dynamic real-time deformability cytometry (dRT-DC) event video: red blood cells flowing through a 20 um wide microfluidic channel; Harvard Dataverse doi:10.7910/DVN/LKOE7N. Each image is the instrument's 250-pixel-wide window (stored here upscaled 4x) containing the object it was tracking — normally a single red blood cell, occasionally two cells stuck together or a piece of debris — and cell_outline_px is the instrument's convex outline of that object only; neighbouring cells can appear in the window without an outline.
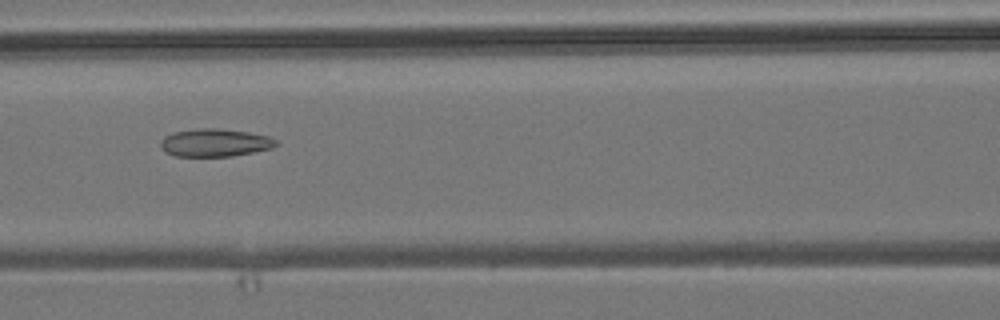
{"species": "common noctule bat (a hibernating species)", "species_latin": "Nyctalus noctula", "temperature_condition": "room temperature", "stored_images_in_passage": 6, "camera_frame_rate_fps": 3000, "um_per_image_px": 0.085, "animal": {"sex": "male", "body_mass_g": 19.2, "forearm_length_mm": 51.8}, "frame": {"image": 1, "passage_image": 4, "time_ms": 3.333, "image_size_px": [1000, 320], "cell_outline_px": [[280, 144], [272, 148], [232, 156], [176, 156], [164, 152], [160, 148], [160, 140], [164, 136], [172, 132], [196, 128], [216, 128], [248, 132], [268, 136], [276, 140]], "centroid_in_image_um": [18.23, 12.12], "position_along_channel_um": 148.4, "area_um2": 18.9}}
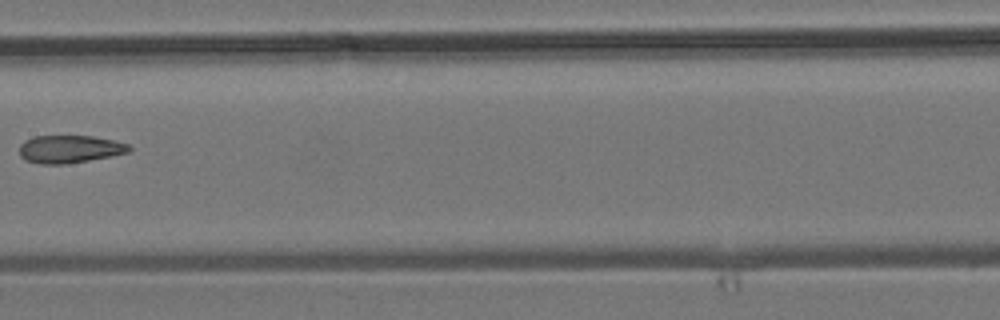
{"frame": {"image": 2, "passage_image": 5, "time_ms": 4.667, "image_size_px": [1000, 320], "cell_outline_px": [[132, 148], [128, 152], [112, 156], [64, 164], [40, 164], [24, 160], [20, 156], [20, 144], [24, 140], [32, 136], [92, 136], [112, 140], [128, 144]], "centroid_in_image_um": [5.88, 12.67], "position_along_channel_um": 201.5, "area_um2": 17.74}}
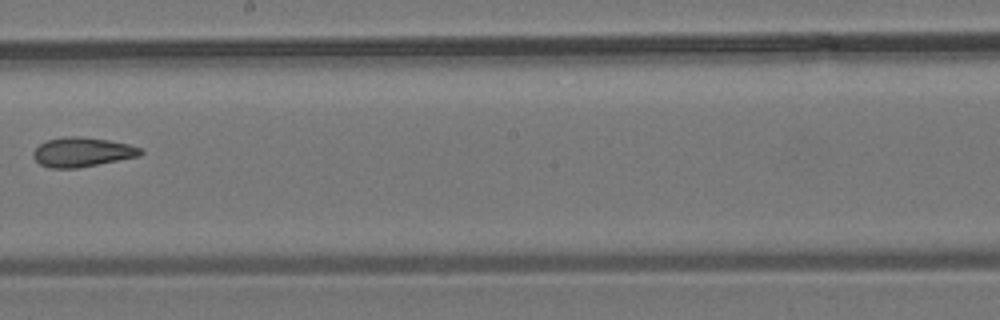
{"frame": {"image": 3, "passage_image": 6, "time_ms": 5.667, "image_size_px": [1000, 320], "cell_outline_px": [[144, 152], [140, 156], [76, 168], [48, 168], [40, 164], [32, 156], [32, 152], [40, 144], [48, 140], [64, 136], [76, 136], [108, 140], [128, 144], [144, 148]], "centroid_in_image_um": [6.99, 12.93], "position_along_channel_um": 241.2, "area_um2": 18.38}}